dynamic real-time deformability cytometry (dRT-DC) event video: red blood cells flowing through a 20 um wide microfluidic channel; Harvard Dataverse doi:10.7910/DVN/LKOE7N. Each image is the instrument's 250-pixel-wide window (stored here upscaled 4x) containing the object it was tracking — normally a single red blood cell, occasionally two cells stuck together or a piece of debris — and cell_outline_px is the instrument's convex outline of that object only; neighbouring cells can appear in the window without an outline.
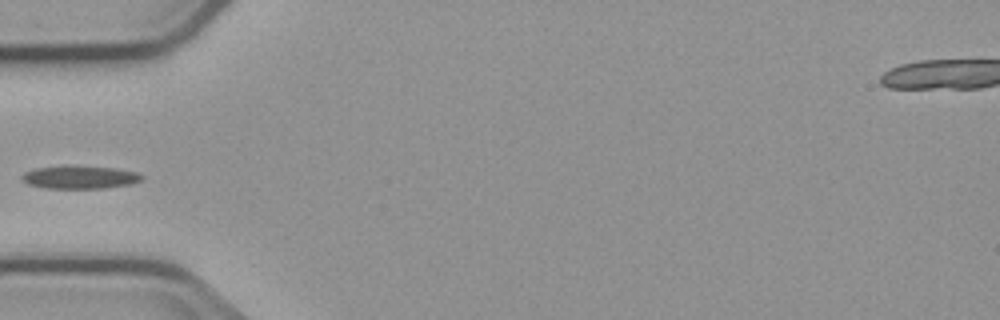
{"species": "common noctule bat (a hibernating species)", "species_latin": "Nyctalus noctula", "temperature_condition": "cold", "stored_images_in_passage": 6, "segment_of_instrument_passage": [2, 2], "camera_frame_rate_fps": 3000, "um_per_image_px": 0.085, "animal": {"sex": "male", "body_mass_g": 23.1, "forearm_length_mm": 52.7}, "frame": {"image": 1, "passage_image": 5, "time_ms": 5.667, "image_size_px": [1000, 320], "cell_outline_px": [[144, 176], [140, 180], [132, 184], [104, 188], [44, 188], [28, 184], [20, 176], [24, 172], [32, 168], [64, 164], [116, 168], [136, 172]], "centroid_in_image_um": [6.74, 15.03], "position_along_channel_um": 78.3, "area_um2": 16.47}}
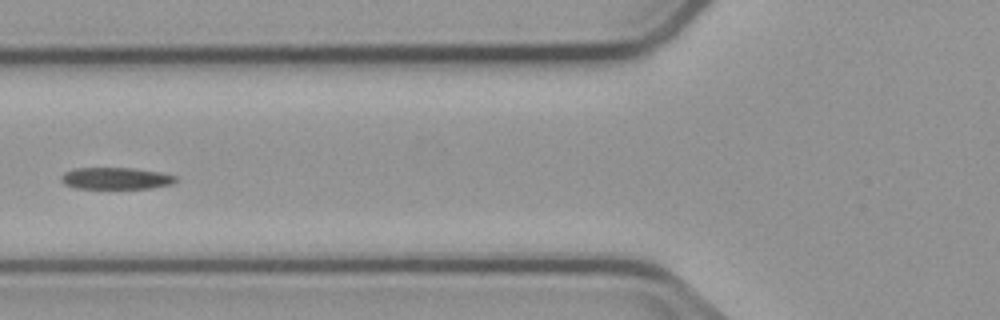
{"frame": {"image": 2, "passage_image": 6, "time_ms": 6.667, "image_size_px": [1000, 320], "cell_outline_px": [[176, 180], [172, 184], [152, 188], [76, 188], [64, 184], [60, 180], [60, 176], [64, 172], [72, 168], [132, 168], [160, 172], [176, 176]], "centroid_in_image_um": [9.81, 15.15], "position_along_channel_um": 116.0, "area_um2": 14.57}}